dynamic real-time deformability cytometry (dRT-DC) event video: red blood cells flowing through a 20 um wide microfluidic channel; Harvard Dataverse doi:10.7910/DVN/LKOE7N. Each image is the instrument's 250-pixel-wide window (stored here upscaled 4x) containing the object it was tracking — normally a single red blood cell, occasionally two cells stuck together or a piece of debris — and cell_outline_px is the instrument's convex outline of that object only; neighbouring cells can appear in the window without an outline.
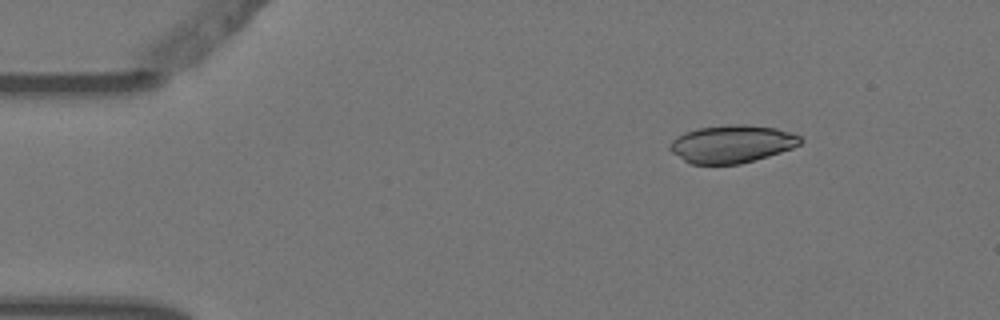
{"species": "Egyptian fruit bat (a non-hibernating species)", "species_latin": "Rousettus aegyptiacus", "temperature_condition": "warm", "stored_images_in_passage": 4, "camera_frame_rate_fps": 3000, "um_per_image_px": 0.085, "animal": {"sex": "female"}, "frame": {"image": 1, "passage_image": 2, "time_ms": 0.333, "image_size_px": [1000, 320], "cell_outline_px": [[804, 140], [800, 144], [792, 148], [768, 156], [740, 164], [688, 164], [672, 152], [668, 148], [672, 140], [676, 136], [684, 132], [700, 128], [728, 124], [748, 124], [776, 128], [792, 132], [800, 136]], "centroid_in_image_um": [62.21, 12.23], "position_along_channel_um": 22.8, "area_um2": 28.9}}